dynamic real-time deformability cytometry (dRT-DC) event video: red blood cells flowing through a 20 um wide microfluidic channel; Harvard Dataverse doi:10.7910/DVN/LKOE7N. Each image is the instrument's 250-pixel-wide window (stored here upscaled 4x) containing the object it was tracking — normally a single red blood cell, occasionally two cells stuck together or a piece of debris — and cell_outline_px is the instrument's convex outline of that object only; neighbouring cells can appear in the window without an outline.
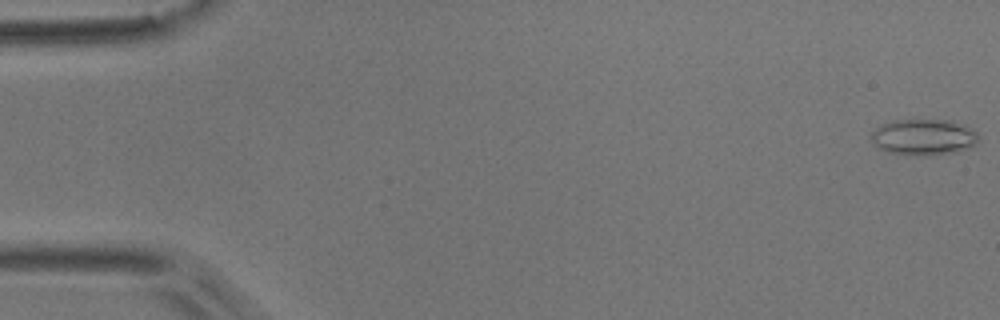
{"species": "common noctule bat (a hibernating species)", "species_latin": "Nyctalus noctula", "temperature_condition": "room temperature", "stored_images_in_passage": 54, "camera_frame_rate_fps": 3000, "um_per_image_px": 0.085, "animal": {"sex": "male", "body_mass_g": 17.9}, "frame": {"image": 1, "passage_image": 1, "time_ms": 0.0, "image_size_px": [1000, 320], "cell_outline_px": [[976, 144], [968, 148], [956, 152], [928, 156], [888, 152], [872, 144], [872, 132], [880, 124], [892, 120], [952, 120], [964, 124], [976, 132]], "centroid_in_image_um": [78.5, 11.64], "position_along_channel_um": 6.5, "area_um2": 22.54}}
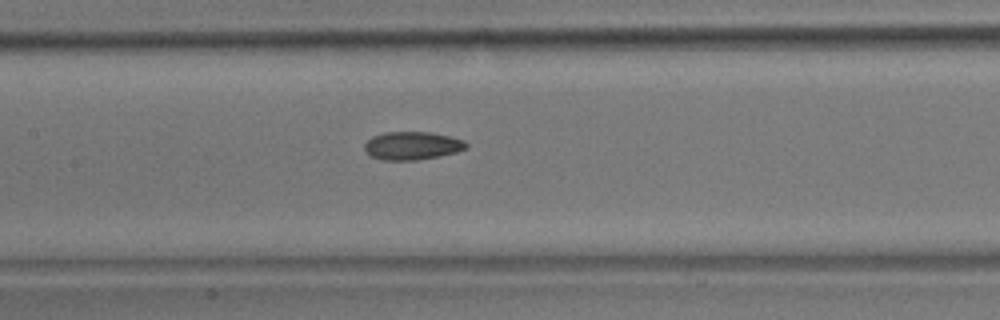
{"frame": {"image": 2, "passage_image": 26, "time_ms": 8.333, "image_size_px": [1000, 320], "cell_outline_px": [[468, 148], [456, 152], [440, 156], [416, 160], [384, 160], [372, 156], [364, 148], [364, 144], [372, 136], [384, 132], [432, 132], [464, 140], [468, 144]], "centroid_in_image_um": [35.06, 12.38], "position_along_channel_um": 172.3, "area_um2": 16.65}}
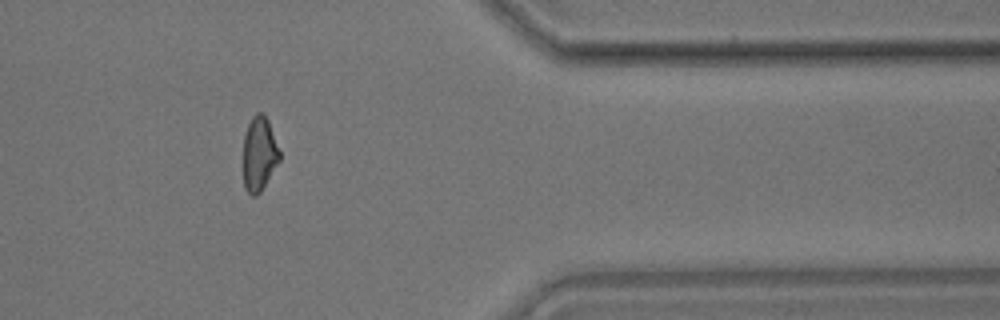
{"frame": {"image": 3, "passage_image": 45, "time_ms": 14.667, "image_size_px": [1000, 320], "cell_outline_px": [[280, 160], [260, 192], [256, 196], [252, 196], [244, 188], [244, 136], [248, 124], [252, 116], [256, 112], [264, 112], [268, 120], [280, 152]], "centroid_in_image_um": [22.03, 13.06], "position_along_channel_um": 389.4, "area_um2": 15.66}, "authors_computed_cell_mechanics": {"area_um2": 16.6753, "velocity_mm_per_s": 3.7393, "shape_relaxation_time_tau1_ms": null, "shape_relaxation_time_tau2_ms": 2.8055, "deformation_change_tau1": null, "deformation_change_tau2": 0.0954}}